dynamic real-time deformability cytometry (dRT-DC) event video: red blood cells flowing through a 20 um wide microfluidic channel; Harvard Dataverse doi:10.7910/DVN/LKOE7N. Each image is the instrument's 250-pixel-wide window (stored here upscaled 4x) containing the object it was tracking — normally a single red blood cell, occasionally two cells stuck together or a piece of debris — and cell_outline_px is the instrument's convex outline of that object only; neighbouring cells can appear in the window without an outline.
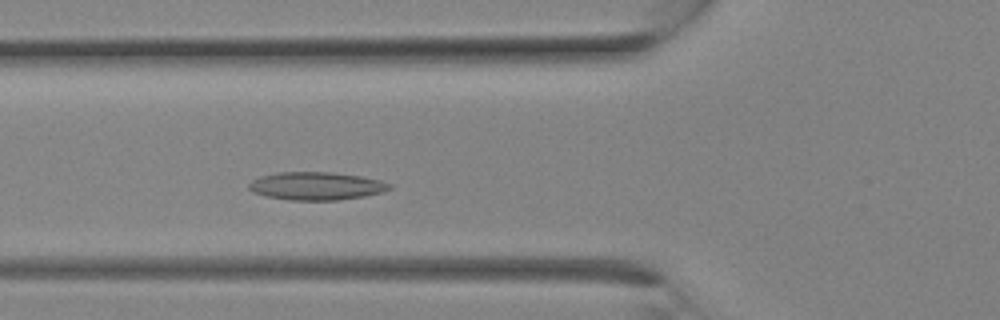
{"species": "Egyptian fruit bat (a non-hibernating species)", "species_latin": "Rousettus aegyptiacus", "temperature_condition": "room temperature", "stored_images_in_passage": 8, "camera_frame_rate_fps": 3000, "um_per_image_px": 0.085, "animal": {"sex": "female"}, "frame": {"image": 1, "passage_image": 8, "time_ms": 2.333, "image_size_px": [1000, 320], "cell_outline_px": [[392, 188], [380, 192], [364, 196], [340, 200], [288, 200], [268, 196], [252, 192], [248, 188], [248, 184], [252, 180], [260, 176], [280, 172], [332, 172], [360, 176], [380, 180], [392, 184]], "centroid_in_image_um": [26.88, 15.81], "position_along_channel_um": 98.9, "area_um2": 22.89}}